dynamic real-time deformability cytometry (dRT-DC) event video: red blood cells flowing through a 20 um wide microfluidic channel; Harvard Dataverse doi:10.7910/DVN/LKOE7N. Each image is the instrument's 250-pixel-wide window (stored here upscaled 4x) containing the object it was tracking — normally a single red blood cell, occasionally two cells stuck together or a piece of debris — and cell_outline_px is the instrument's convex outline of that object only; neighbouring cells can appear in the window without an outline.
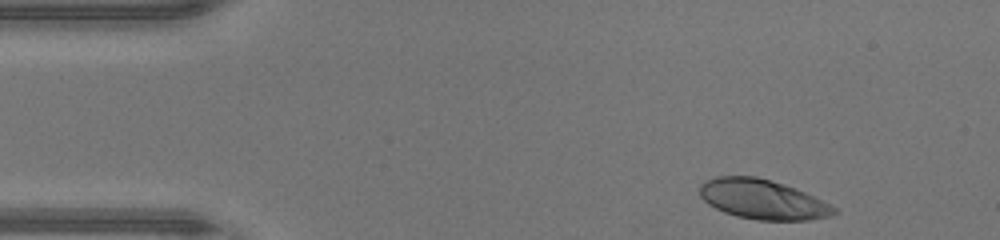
{"species": "human", "species_latin": "Homo sapiens", "temperature_condition": "warm", "stored_images_in_passage": 37, "camera_frame_rate_fps": 3000, "um_per_image_px": 0.085, "donor": {"sex": "male"}, "frame": {"image": 1, "passage_image": 2, "time_ms": 0.333, "image_size_px": [1000, 240], "cell_outline_px": [[840, 212], [832, 216], [808, 220], [756, 220], [736, 216], [724, 212], [708, 204], [700, 196], [700, 184], [716, 176], [756, 176], [784, 184], [796, 188], [836, 208]], "centroid_in_image_um": [64.82, 16.95], "position_along_channel_um": 20.2, "area_um2": 30.98}}
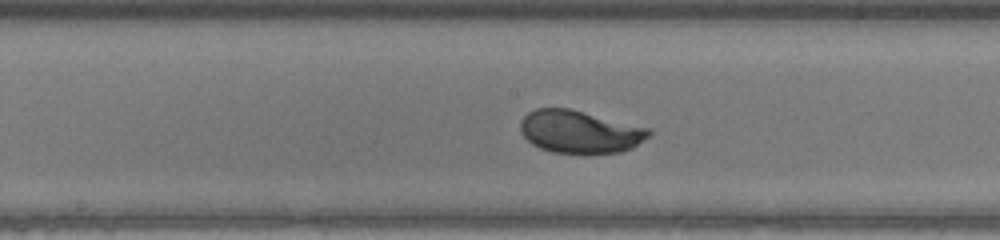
{"frame": {"image": 2, "passage_image": 20, "time_ms": 6.333, "image_size_px": [1000, 240], "cell_outline_px": [[652, 132], [648, 136], [632, 148], [620, 152], [584, 156], [552, 152], [540, 148], [532, 144], [520, 132], [520, 120], [528, 112], [536, 108], [568, 108], [652, 128]], "centroid_in_image_um": [49.28, 11.23], "position_along_channel_um": 198.9, "area_um2": 32.71}}
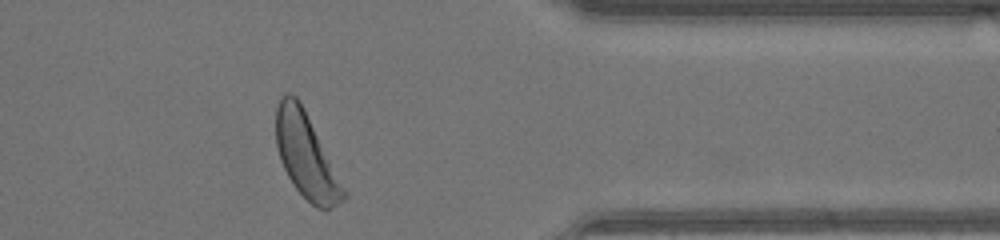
{"frame": {"image": 3, "passage_image": 34, "time_ms": 11.0, "image_size_px": [1000, 240], "cell_outline_px": [[348, 196], [344, 200], [332, 208], [316, 208], [292, 184], [280, 160], [276, 144], [276, 104], [280, 96], [284, 92], [292, 92], [296, 96], [348, 192]], "centroid_in_image_um": [26.01, 13.24], "position_along_channel_um": 385.4, "area_um2": 33.0}, "authors_computed_cell_mechanics": {"area_um2": 31.5588, "velocity_mm_per_s": 4.4028, "shape_relaxation_time_tau1_ms": 4.1922, "shape_relaxation_time_tau2_ms": null, "deformation_change_tau1": 0.2469, "deformation_change_tau2": null}}